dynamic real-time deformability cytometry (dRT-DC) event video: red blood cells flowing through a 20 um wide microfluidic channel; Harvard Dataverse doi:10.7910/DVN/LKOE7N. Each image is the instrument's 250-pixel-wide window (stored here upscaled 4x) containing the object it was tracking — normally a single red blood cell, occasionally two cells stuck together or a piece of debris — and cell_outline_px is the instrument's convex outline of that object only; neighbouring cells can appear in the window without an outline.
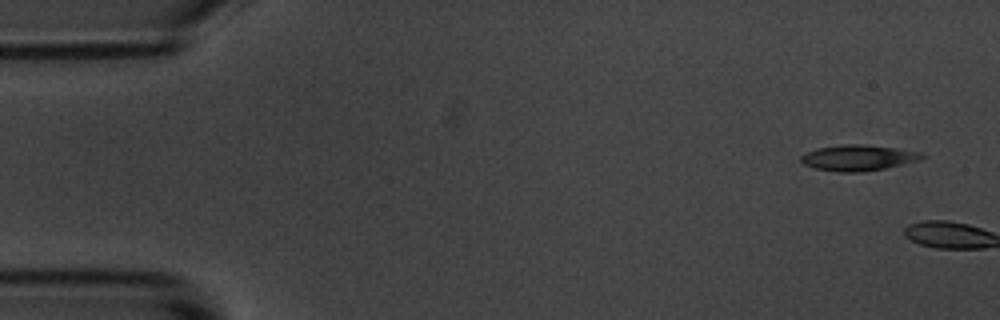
{"species": "common noctule bat (a hibernating species)", "species_latin": "Nyctalus noctula", "temperature_condition": "room temperature", "stored_images_in_passage": 6, "camera_frame_rate_fps": 3000, "um_per_image_px": 0.085, "animal": {"sex": "male", "body_mass_g": 20.1, "forearm_length_mm": 53.5}, "frame": {"image": 1, "passage_image": 1, "time_ms": 0.0, "image_size_px": [1000, 320], "cell_outline_px": [[924, 156], [916, 160], [884, 168], [864, 172], [840, 172], [812, 168], [804, 164], [800, 160], [800, 156], [816, 148], [844, 144], [860, 144], [896, 148], [920, 152]], "centroid_in_image_um": [72.86, 13.41], "position_along_channel_um": 12.1, "area_um2": 17.92}}